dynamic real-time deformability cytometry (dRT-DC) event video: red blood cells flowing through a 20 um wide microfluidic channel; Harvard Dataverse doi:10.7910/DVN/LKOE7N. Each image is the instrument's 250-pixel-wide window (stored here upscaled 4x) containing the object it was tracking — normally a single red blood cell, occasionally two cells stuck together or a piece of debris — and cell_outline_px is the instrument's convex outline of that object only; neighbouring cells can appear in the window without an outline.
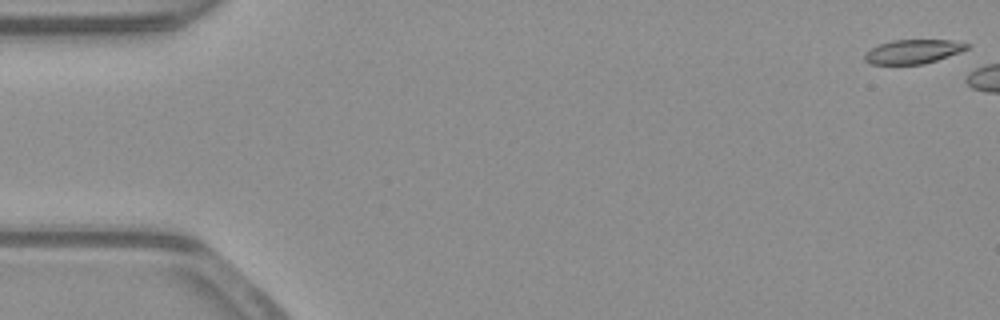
{"species": "common noctule bat (a hibernating species)", "species_latin": "Nyctalus noctula", "temperature_condition": "warm", "stored_images_in_passage": 8, "camera_frame_rate_fps": 3000, "um_per_image_px": 0.085, "animal": {"sex": "male", "body_mass_g": 23.1, "forearm_length_mm": 52.7}, "frame": {"image": 1, "passage_image": 1, "time_ms": 0.0, "image_size_px": [1000, 320], "cell_outline_px": [[972, 44], [968, 48], [960, 52], [924, 64], [868, 64], [864, 60], [864, 52], [880, 44], [892, 40], [952, 40]], "centroid_in_image_um": [77.6, 4.38], "position_along_channel_um": 7.4, "area_um2": 14.39}}